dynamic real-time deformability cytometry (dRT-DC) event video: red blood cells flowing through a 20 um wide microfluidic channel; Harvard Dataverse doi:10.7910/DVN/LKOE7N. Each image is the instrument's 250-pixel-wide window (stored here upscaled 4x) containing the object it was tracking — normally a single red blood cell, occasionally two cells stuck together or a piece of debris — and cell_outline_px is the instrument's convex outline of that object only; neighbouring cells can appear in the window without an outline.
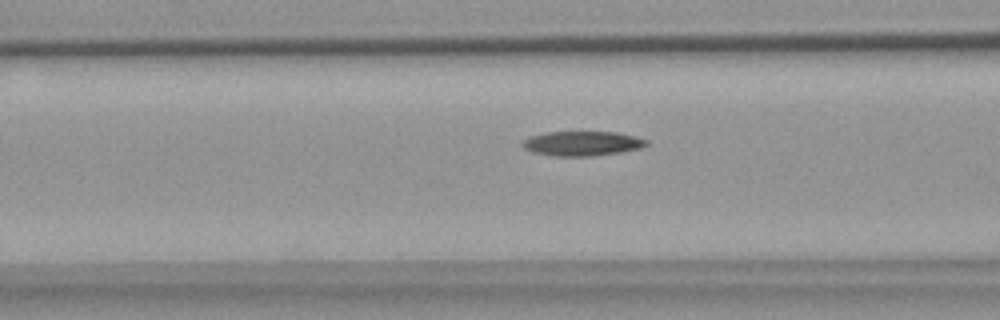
{"species": "common noctule bat (a hibernating species)", "species_latin": "Nyctalus noctula", "temperature_condition": "warm", "stored_images_in_passage": 55, "camera_frame_rate_fps": 3000, "um_per_image_px": 0.085, "animal": {"sex": "female", "body_mass_g": 18.4}, "frame": {"image": 1, "passage_image": 21, "time_ms": 6.667, "image_size_px": [1000, 320], "cell_outline_px": [[648, 144], [640, 148], [620, 152], [588, 156], [552, 156], [532, 152], [524, 148], [520, 144], [524, 140], [532, 136], [548, 132], [616, 132], [636, 136], [648, 140]], "centroid_in_image_um": [49.49, 12.19], "position_along_channel_um": 117.1, "area_um2": 17.69}}
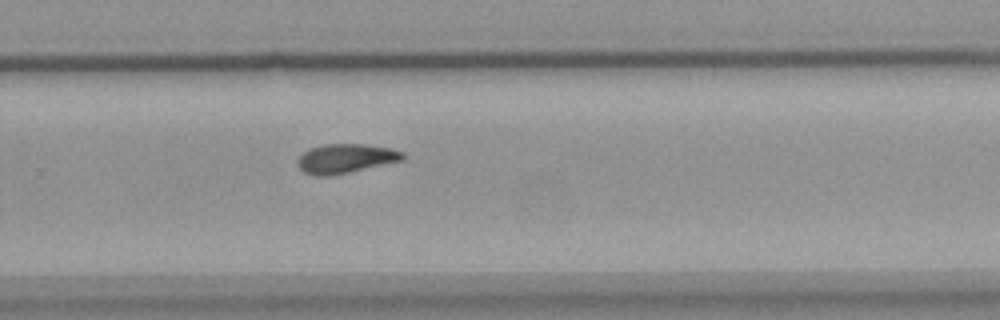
{"frame": {"image": 2, "passage_image": 36, "time_ms": 11.667, "image_size_px": [1000, 320], "cell_outline_px": [[404, 160], [332, 176], [316, 176], [304, 172], [300, 168], [296, 160], [304, 152], [312, 148], [324, 144], [364, 144], [392, 148], [404, 152]], "centroid_in_image_um": [29.4, 13.48], "position_along_channel_um": 300.4, "area_um2": 17.98}}
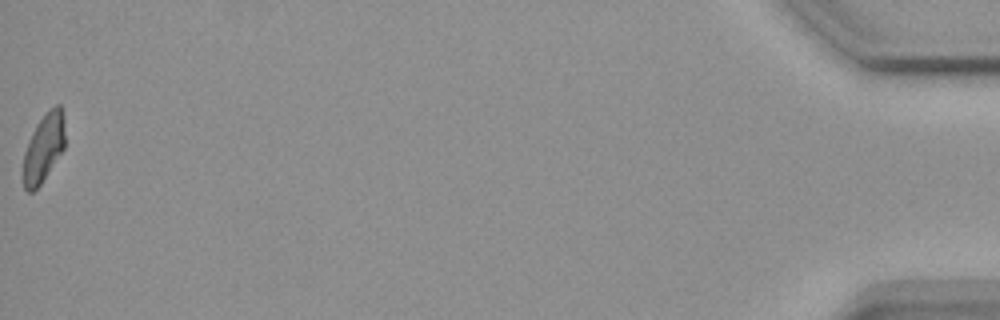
{"frame": {"image": 3, "passage_image": 55, "time_ms": 18.0, "image_size_px": [1000, 320], "cell_outline_px": [[64, 148], [40, 184], [32, 192], [28, 192], [24, 188], [24, 152], [28, 140], [36, 124], [48, 108], [56, 104], [60, 104], [64, 116]], "centroid_in_image_um": [3.72, 12.5], "position_along_channel_um": 431.5, "area_um2": 16.47}}